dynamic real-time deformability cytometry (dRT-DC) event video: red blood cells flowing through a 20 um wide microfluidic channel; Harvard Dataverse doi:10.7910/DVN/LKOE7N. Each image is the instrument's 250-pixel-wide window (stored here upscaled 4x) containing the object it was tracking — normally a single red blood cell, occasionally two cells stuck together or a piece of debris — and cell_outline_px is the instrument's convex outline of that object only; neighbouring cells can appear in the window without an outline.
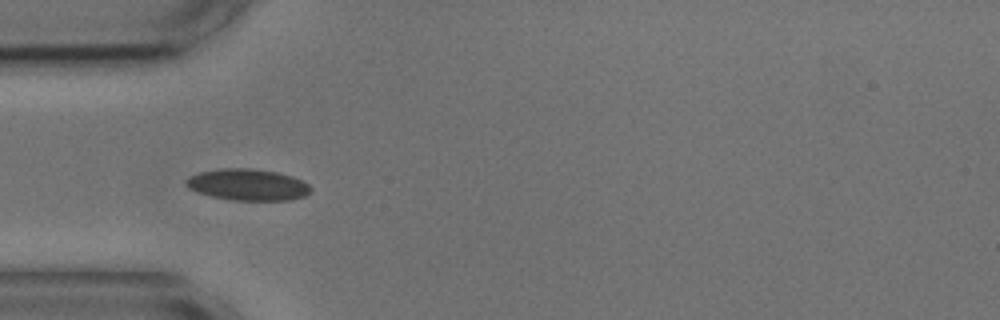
{"species": "common noctule bat (a hibernating species)", "species_latin": "Nyctalus noctula", "temperature_condition": "cold", "stored_images_in_passage": 5, "camera_frame_rate_fps": 3000, "um_per_image_px": 0.085, "animal": {"sex": "male", "body_mass_g": 17.9, "forearm_length_mm": 54.2}, "frame": {"image": 1, "passage_image": 4, "time_ms": 3.667, "image_size_px": [1000, 320], "cell_outline_px": [[312, 188], [304, 196], [292, 200], [232, 200], [212, 196], [196, 192], [188, 188], [184, 184], [184, 180], [188, 176], [200, 172], [220, 168], [252, 168], [276, 172], [292, 176], [308, 184]], "centroid_in_image_um": [21.01, 15.69], "position_along_channel_um": 64.0, "area_um2": 22.95}}